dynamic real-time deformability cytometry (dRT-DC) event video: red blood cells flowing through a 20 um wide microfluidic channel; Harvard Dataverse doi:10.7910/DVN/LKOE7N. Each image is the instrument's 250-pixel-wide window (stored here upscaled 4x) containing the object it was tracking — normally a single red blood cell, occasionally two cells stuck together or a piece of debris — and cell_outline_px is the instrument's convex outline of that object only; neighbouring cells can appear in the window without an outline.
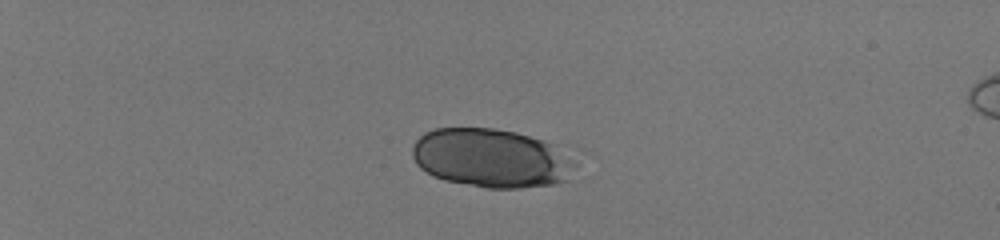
{"species": "human", "species_latin": "Homo sapiens", "temperature_condition": "room temperature", "stored_images_in_passage": 12, "camera_frame_rate_fps": 3000, "um_per_image_px": 0.085, "donor": {"sex": "male"}, "frame": {"image": 1, "passage_image": 1, "time_ms": 0.0, "image_size_px": [1000, 240], "cell_outline_px": [[588, 152], [568, 180], [556, 184], [520, 188], [484, 188], [444, 180], [432, 176], [420, 168], [416, 164], [412, 156], [412, 148], [416, 140], [424, 132], [436, 128], [496, 128], [516, 132], [584, 148]], "centroid_in_image_um": [42.09, 13.42], "position_along_channel_um": 42.9, "area_um2": 59.3}}